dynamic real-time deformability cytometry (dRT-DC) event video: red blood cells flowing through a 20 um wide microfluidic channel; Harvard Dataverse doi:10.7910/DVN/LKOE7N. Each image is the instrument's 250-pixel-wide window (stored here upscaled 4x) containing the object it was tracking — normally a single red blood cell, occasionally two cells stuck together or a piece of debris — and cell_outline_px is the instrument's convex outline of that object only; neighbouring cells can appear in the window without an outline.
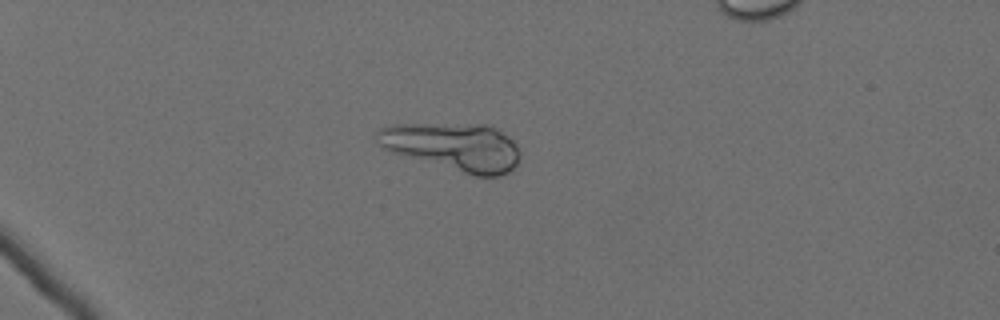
{"species": "Egyptian fruit bat (a non-hibernating species)", "species_latin": "Rousettus aegyptiacus", "temperature_condition": "cold", "stored_images_in_passage": 63, "segment_of_instrument_passage": [1, 2], "camera_frame_rate_fps": 3000, "um_per_image_px": 0.085, "animal": {"sex": "female"}, "frame": {"image": 1, "passage_image": 20, "time_ms": 6.333, "image_size_px": [1000, 320], "cell_outline_px": [[520, 156], [516, 164], [508, 172], [500, 176], [476, 176], [392, 152], [384, 148], [380, 144], [376, 132], [380, 128], [396, 124], [492, 124], [508, 136], [516, 144], [520, 152]], "centroid_in_image_um": [38.6, 12.45], "position_along_channel_um": 46.4, "area_um2": 39.59}}